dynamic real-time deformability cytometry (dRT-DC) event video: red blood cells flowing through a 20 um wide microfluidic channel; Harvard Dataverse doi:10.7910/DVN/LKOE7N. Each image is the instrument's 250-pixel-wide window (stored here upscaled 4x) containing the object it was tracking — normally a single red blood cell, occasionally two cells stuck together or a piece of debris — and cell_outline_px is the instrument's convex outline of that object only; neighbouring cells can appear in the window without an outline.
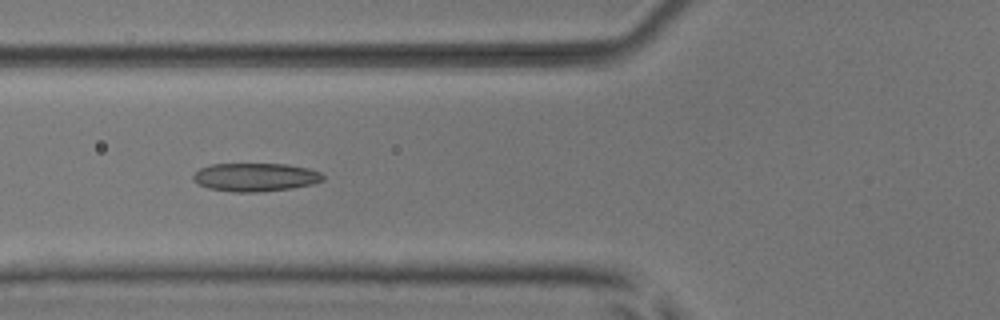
{"species": "common noctule bat (a hibernating species)", "species_latin": "Nyctalus noctula", "temperature_condition": "room temperature", "stored_images_in_passage": 14, "camera_frame_rate_fps": 3000, "um_per_image_px": 0.085, "animal": {"sex": "male", "body_mass_g": 17.9, "forearm_length_mm": 54.2}, "frame": {"image": 1, "passage_image": 8, "time_ms": 2.333, "image_size_px": [1000, 320], "cell_outline_px": [[324, 180], [312, 184], [292, 188], [260, 192], [232, 192], [208, 188], [192, 180], [192, 176], [200, 168], [212, 164], [288, 164], [308, 168], [320, 172], [324, 176]], "centroid_in_image_um": [21.71, 15.06], "position_along_channel_um": 104.1, "area_um2": 21.5}}
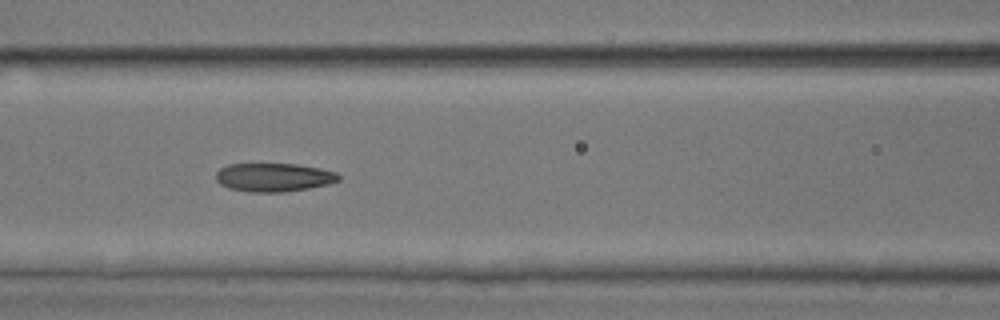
{"frame": {"image": 2, "passage_image": 11, "time_ms": 3.333, "image_size_px": [1000, 320], "cell_outline_px": [[340, 180], [328, 184], [308, 188], [284, 192], [252, 192], [228, 188], [220, 184], [216, 180], [216, 172], [220, 168], [228, 164], [296, 164], [320, 168], [336, 172], [340, 176]], "centroid_in_image_um": [23.26, 15.07], "position_along_channel_um": 143.3, "area_um2": 20.4}}